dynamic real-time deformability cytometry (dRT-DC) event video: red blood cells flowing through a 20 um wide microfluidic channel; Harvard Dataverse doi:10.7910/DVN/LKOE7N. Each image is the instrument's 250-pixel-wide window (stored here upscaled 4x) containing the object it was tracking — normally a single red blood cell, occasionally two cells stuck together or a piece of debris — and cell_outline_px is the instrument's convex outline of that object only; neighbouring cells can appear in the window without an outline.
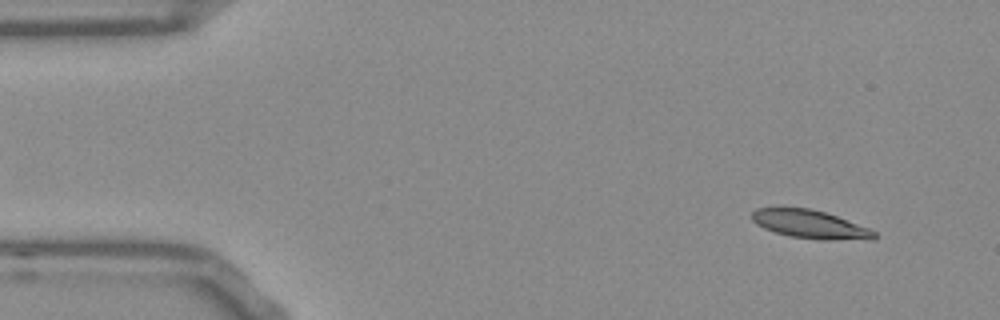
{"species": "Egyptian fruit bat (a non-hibernating species)", "species_latin": "Rousettus aegyptiacus", "temperature_condition": "room temperature", "stored_images_in_passage": 53, "camera_frame_rate_fps": 3000, "um_per_image_px": 0.085, "frame": {"image": 1, "passage_image": 5, "time_ms": 1.333, "image_size_px": [1000, 320], "cell_outline_px": [[880, 236], [872, 240], [824, 240], [792, 236], [776, 232], [764, 228], [756, 224], [752, 220], [752, 212], [756, 208], [808, 208], [824, 212], [836, 216], [868, 228], [876, 232]], "centroid_in_image_um": [68.91, 19.08], "position_along_channel_um": 16.1, "area_um2": 20.06}}
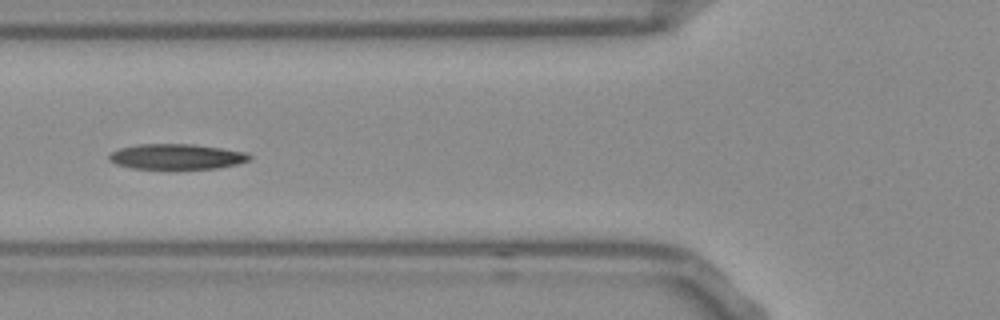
{"frame": {"image": 2, "passage_image": 20, "time_ms": 6.333, "image_size_px": [1000, 320], "cell_outline_px": [[252, 160], [236, 164], [216, 168], [132, 168], [116, 164], [108, 160], [108, 156], [112, 152], [120, 148], [136, 144], [192, 144], [220, 148], [244, 152], [252, 156]], "centroid_in_image_um": [14.99, 13.3], "position_along_channel_um": 110.8, "area_um2": 20.52}}
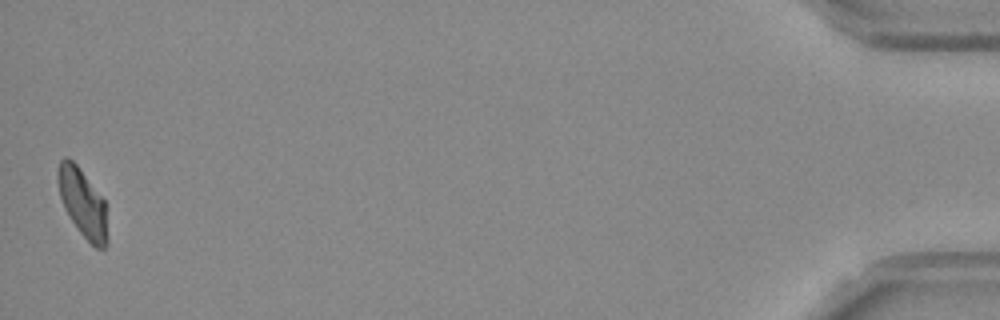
{"frame": {"image": 3, "passage_image": 53, "time_ms": 17.333, "image_size_px": [1000, 320], "cell_outline_px": [[108, 244], [104, 248], [96, 248], [80, 232], [64, 208], [60, 196], [56, 180], [56, 172], [60, 160], [64, 156], [68, 156], [76, 164], [104, 200], [108, 240]], "centroid_in_image_um": [7.0, 17.22], "position_along_channel_um": 428.2, "area_um2": 19.59}, "authors_computed_cell_mechanics": {"area_um2": 20.4612, "velocity_mm_per_s": 3.782, "shape_relaxation_time_tau1_ms": null, "shape_relaxation_time_tau2_ms": 9.4867, "deformation_change_tau1": null, "deformation_change_tau2": 0.167}}